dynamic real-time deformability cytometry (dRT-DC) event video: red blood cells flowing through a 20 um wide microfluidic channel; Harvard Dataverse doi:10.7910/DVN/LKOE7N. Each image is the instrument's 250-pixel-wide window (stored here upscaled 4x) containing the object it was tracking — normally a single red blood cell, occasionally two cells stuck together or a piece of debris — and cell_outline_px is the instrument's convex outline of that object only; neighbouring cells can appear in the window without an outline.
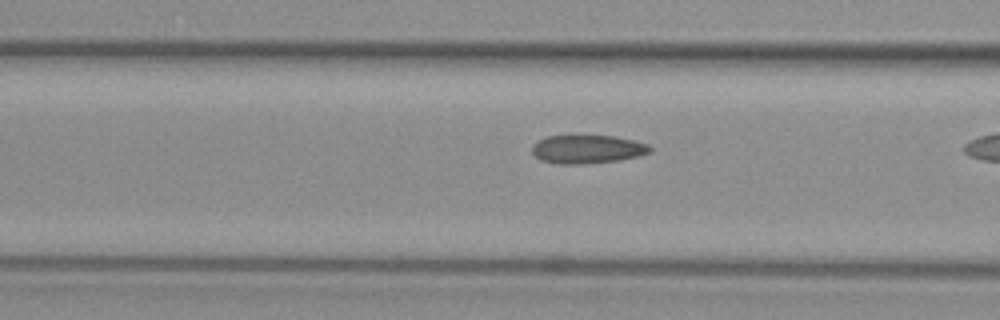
{"species": "common noctule bat (a hibernating species)", "species_latin": "Nyctalus noctula", "temperature_condition": "warm", "stored_images_in_passage": 20, "camera_frame_rate_fps": 3000, "um_per_image_px": 0.085, "animal": {"sex": "female", "body_mass_g": 29.2, "forearm_length_mm": 56.3}, "frame": {"image": 1, "passage_image": 12, "time_ms": 3.667, "image_size_px": [1000, 320], "cell_outline_px": [[652, 152], [640, 156], [620, 160], [584, 164], [556, 164], [540, 160], [532, 152], [532, 144], [548, 136], [568, 132], [576, 132], [616, 136], [636, 140], [648, 144], [652, 148]], "centroid_in_image_um": [49.93, 12.62], "position_along_channel_um": 116.7, "area_um2": 20.87}}
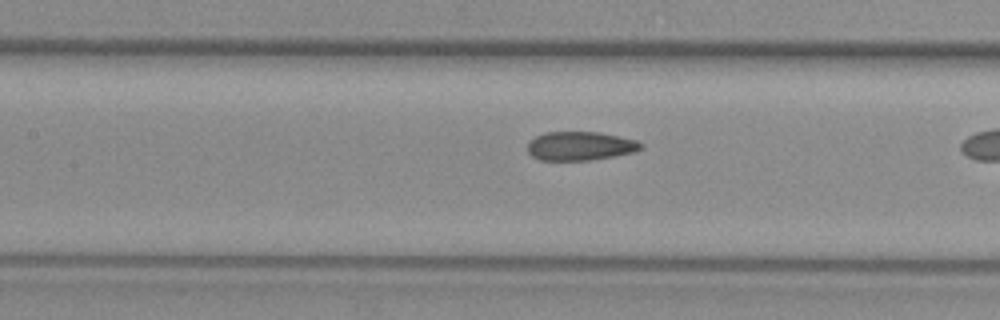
{"frame": {"image": 2, "passage_image": 15, "time_ms": 4.667, "image_size_px": [1000, 320], "cell_outline_px": [[644, 148], [632, 152], [612, 156], [588, 160], [540, 160], [532, 156], [528, 152], [528, 140], [544, 132], [600, 132], [636, 140], [644, 144]], "centroid_in_image_um": [49.3, 12.4], "position_along_channel_um": 158.1, "area_um2": 19.02}}